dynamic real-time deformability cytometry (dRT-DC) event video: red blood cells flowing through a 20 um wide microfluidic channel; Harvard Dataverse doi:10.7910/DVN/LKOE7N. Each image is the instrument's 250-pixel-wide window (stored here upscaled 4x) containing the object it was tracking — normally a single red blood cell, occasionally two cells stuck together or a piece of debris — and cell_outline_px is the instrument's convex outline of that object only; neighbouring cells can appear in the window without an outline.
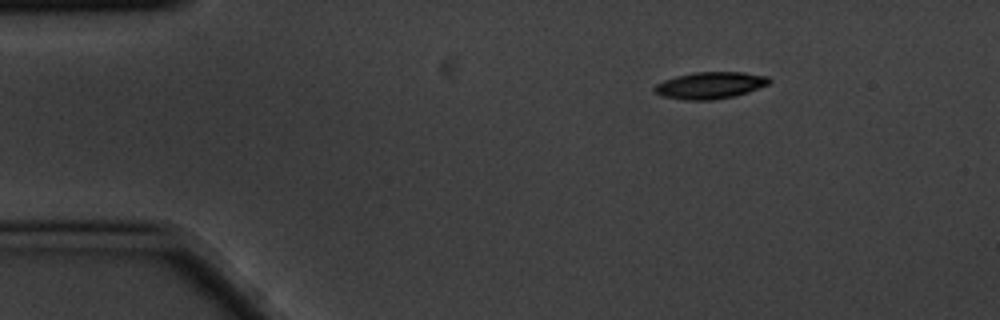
{"species": "common noctule bat (a hibernating species)", "species_latin": "Nyctalus noctula", "temperature_condition": "cold", "stored_images_in_passage": 4, "camera_frame_rate_fps": 3000, "um_per_image_px": 0.085, "animal": {"sex": "male", "body_mass_g": 20.1, "forearm_length_mm": 53.5}, "frame": {"image": 1, "passage_image": 1, "time_ms": 0.0, "image_size_px": [1000, 320], "cell_outline_px": [[772, 80], [768, 84], [748, 92], [732, 96], [712, 100], [684, 100], [660, 96], [652, 88], [656, 84], [664, 80], [676, 76], [692, 72], [744, 72], [768, 76]], "centroid_in_image_um": [60.34, 7.25], "position_along_channel_um": 24.7, "area_um2": 17.98}}
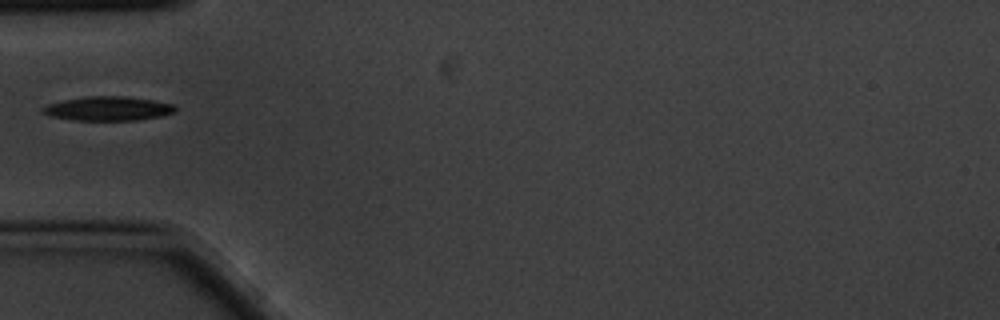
{"frame": {"image": 2, "passage_image": 4, "time_ms": 1.0, "image_size_px": [1000, 320], "cell_outline_px": [[176, 112], [160, 116], [136, 120], [76, 120], [52, 116], [44, 112], [40, 108], [48, 104], [64, 100], [84, 96], [124, 96], [152, 100], [176, 104]], "centroid_in_image_um": [9.23, 9.22], "position_along_channel_um": 75.8, "area_um2": 18.55}}